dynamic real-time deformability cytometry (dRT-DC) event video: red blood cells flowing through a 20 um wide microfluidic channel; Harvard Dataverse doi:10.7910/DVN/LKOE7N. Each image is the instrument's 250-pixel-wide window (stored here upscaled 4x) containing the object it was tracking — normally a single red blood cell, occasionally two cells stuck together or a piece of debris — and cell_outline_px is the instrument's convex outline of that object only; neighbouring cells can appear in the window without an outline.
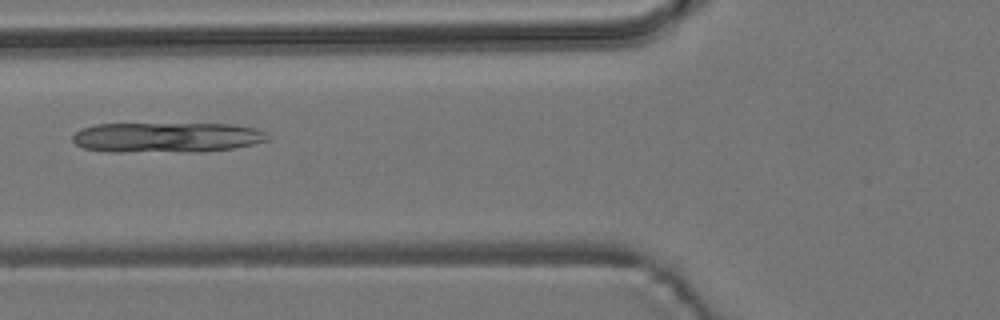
{"species": "common noctule bat (a hibernating species)", "species_latin": "Nyctalus noctula", "temperature_condition": "room temperature", "stored_images_in_passage": 3, "camera_frame_rate_fps": 3000, "um_per_image_px": 0.085, "animal": {"sex": "male", "body_mass_g": 19.2, "forearm_length_mm": 51.8}, "frame": {"image": 1, "passage_image": 2, "time_ms": 1.0, "image_size_px": [1000, 320], "cell_outline_px": [[268, 140], [252, 144], [232, 148], [204, 152], [108, 152], [84, 148], [76, 144], [72, 140], [72, 136], [80, 128], [96, 124], [232, 124], [256, 128], [264, 132], [268, 136]], "centroid_in_image_um": [14.14, 11.69], "position_along_channel_um": 111.7, "area_um2": 34.56}}
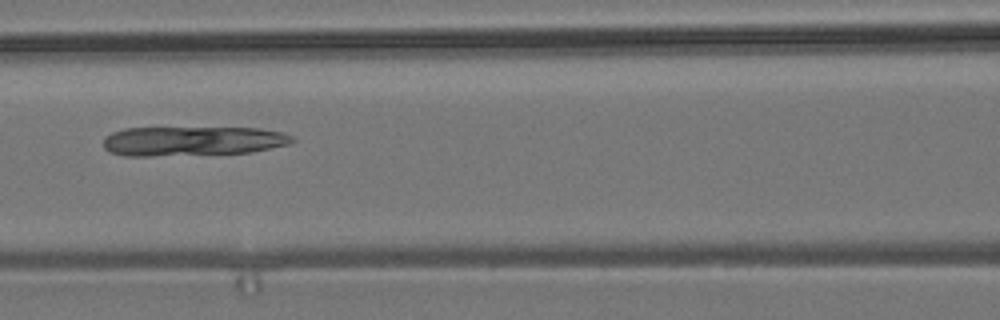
{"frame": {"image": 2, "passage_image": 3, "time_ms": 2.0, "image_size_px": [1000, 320], "cell_outline_px": [[296, 140], [288, 144], [252, 152], [152, 156], [124, 156], [108, 152], [104, 148], [104, 136], [112, 132], [124, 128], [260, 128], [280, 132], [292, 136]], "centroid_in_image_um": [16.31, 11.99], "position_along_channel_um": 150.3, "area_um2": 32.48}}